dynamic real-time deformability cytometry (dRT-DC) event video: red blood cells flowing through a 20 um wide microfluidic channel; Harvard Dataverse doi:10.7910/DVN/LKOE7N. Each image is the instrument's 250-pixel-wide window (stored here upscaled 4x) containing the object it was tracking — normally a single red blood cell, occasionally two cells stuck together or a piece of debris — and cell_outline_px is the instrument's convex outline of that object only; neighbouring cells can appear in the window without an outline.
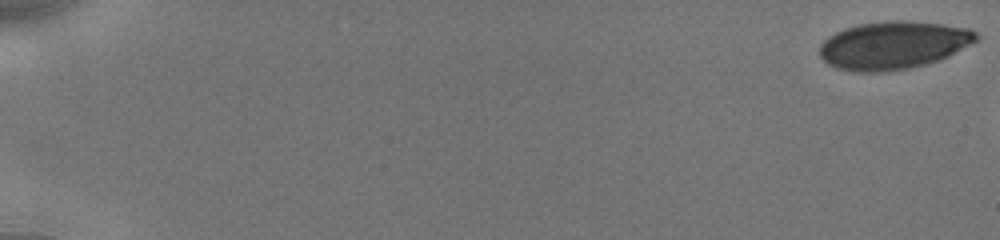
{"species": "human", "species_latin": "Homo sapiens", "temperature_condition": "cold", "stored_images_in_passage": 6, "camera_frame_rate_fps": 3000, "um_per_image_px": 0.085, "donor": {"sex": "male"}, "frame": {"image": 1, "passage_image": 1, "time_ms": 0.0, "image_size_px": [1000, 240], "cell_outline_px": [[980, 36], [976, 40], [948, 56], [940, 60], [908, 68], [888, 72], [852, 72], [836, 68], [828, 64], [820, 56], [820, 44], [828, 36], [844, 28], [860, 24], [888, 20], [904, 20], [944, 24], [968, 28], [976, 32]], "centroid_in_image_um": [75.91, 3.84], "position_along_channel_um": 9.1, "area_um2": 43.81}}